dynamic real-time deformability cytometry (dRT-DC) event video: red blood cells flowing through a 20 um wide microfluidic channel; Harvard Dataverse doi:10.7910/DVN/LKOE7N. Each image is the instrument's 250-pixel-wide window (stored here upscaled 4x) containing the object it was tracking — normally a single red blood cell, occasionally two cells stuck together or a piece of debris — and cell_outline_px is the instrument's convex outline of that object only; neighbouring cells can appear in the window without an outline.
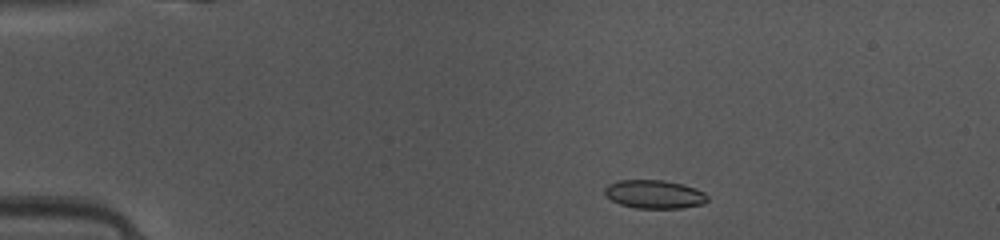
{"species": "common noctule bat (a hibernating species)", "species_latin": "Nyctalus noctula", "temperature_condition": "warm", "stored_images_in_passage": 45, "camera_frame_rate_fps": 3000, "um_per_image_px": 0.085, "animal": {"sex": "female", "body_mass_g": 10.0, "forearm_length_mm": 53.1}, "frame": {"image": 1, "passage_image": 6, "time_ms": 1.667, "image_size_px": [1000, 240], "cell_outline_px": [[708, 200], [704, 204], [680, 208], [636, 208], [620, 204], [612, 200], [604, 192], [604, 188], [608, 184], [620, 180], [664, 180], [684, 184], [696, 188], [704, 192], [708, 196]], "centroid_in_image_um": [55.65, 16.5], "position_along_channel_um": 29.3, "area_um2": 17.11}}
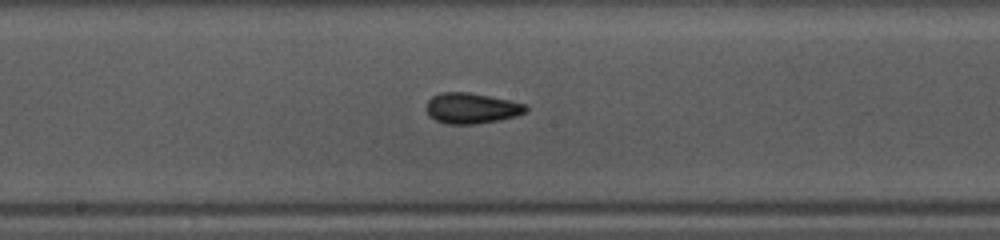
{"frame": {"image": 2, "passage_image": 23, "time_ms": 7.333, "image_size_px": [1000, 240], "cell_outline_px": [[528, 112], [516, 116], [500, 120], [476, 124], [448, 124], [436, 120], [428, 116], [424, 108], [428, 100], [432, 96], [440, 92], [468, 92], [508, 100], [524, 104], [528, 108]], "centroid_in_image_um": [40.04, 9.2], "position_along_channel_um": 208.2, "area_um2": 17.92}}
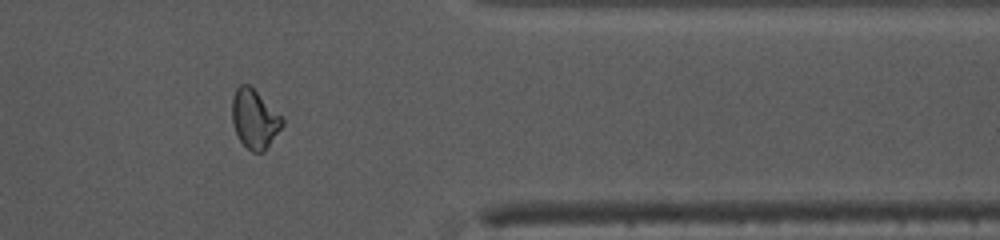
{"frame": {"image": 3, "passage_image": 37, "time_ms": 12.0, "image_size_px": [1000, 240], "cell_outline_px": [[284, 124], [264, 152], [252, 152], [240, 140], [232, 124], [232, 96], [236, 88], [240, 84], [248, 84], [284, 120]], "centroid_in_image_um": [21.61, 10.13], "position_along_channel_um": 389.8, "area_um2": 16.88}, "authors_computed_cell_mechanics": {"area_um2": 17.1666, "velocity_mm_per_s": 4.1576, "shape_relaxation_time_tau1_ms": 3.4807, "shape_relaxation_time_tau2_ms": 1.9067, "deformation_change_tau1": 0.1244, "deformation_change_tau2": 0.076}}